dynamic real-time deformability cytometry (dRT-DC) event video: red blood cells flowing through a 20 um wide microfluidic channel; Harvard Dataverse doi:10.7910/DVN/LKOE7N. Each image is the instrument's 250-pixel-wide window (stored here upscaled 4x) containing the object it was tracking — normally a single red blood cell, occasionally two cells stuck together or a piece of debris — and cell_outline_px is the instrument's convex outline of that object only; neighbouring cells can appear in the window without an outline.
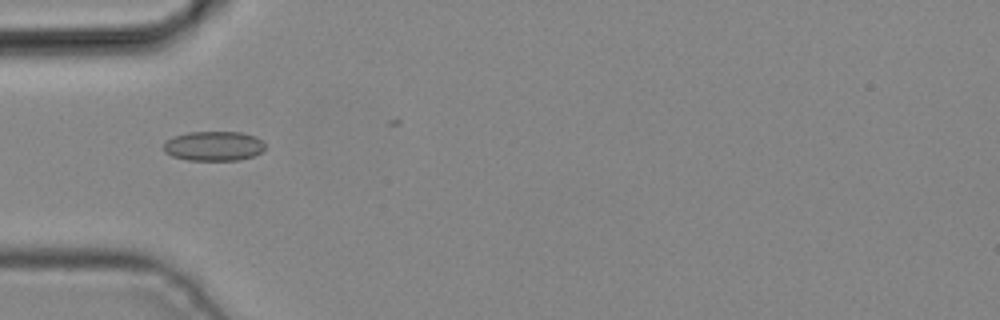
{"species": "common noctule bat (a hibernating species)", "species_latin": "Nyctalus noctula", "temperature_condition": "cold", "stored_images_in_passage": 3, "camera_frame_rate_fps": 3000, "um_per_image_px": 0.085, "animal": {"sex": "male", "body_mass_g": 19.2, "forearm_length_mm": 51.8}, "frame": {"image": 1, "passage_image": 2, "time_ms": 0.333, "image_size_px": [1000, 320], "cell_outline_px": [[264, 152], [256, 156], [240, 160], [188, 160], [172, 156], [164, 152], [164, 144], [168, 140], [176, 136], [188, 132], [240, 132], [256, 136], [264, 144]], "centroid_in_image_um": [18.21, 12.42], "position_along_channel_um": 66.8, "area_um2": 17.57}}
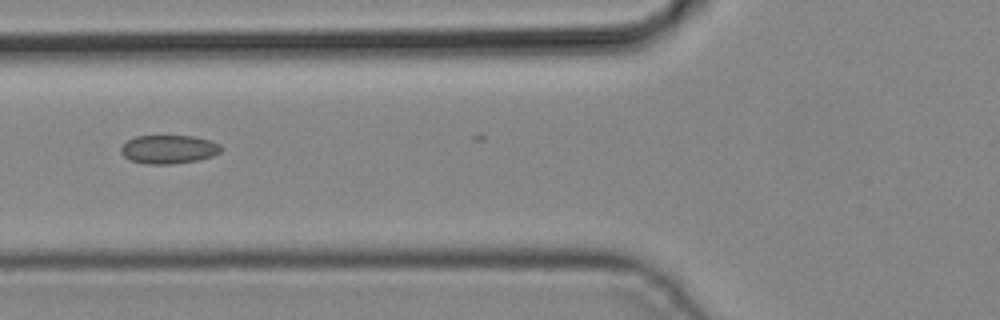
{"frame": {"image": 2, "passage_image": 3, "time_ms": 0.667, "image_size_px": [1000, 320], "cell_outline_px": [[224, 148], [220, 152], [212, 156], [200, 160], [172, 164], [148, 164], [128, 160], [120, 152], [120, 148], [128, 140], [136, 136], [192, 136], [212, 140], [220, 144]], "centroid_in_image_um": [14.37, 12.69], "position_along_channel_um": 111.4, "area_um2": 16.88}}